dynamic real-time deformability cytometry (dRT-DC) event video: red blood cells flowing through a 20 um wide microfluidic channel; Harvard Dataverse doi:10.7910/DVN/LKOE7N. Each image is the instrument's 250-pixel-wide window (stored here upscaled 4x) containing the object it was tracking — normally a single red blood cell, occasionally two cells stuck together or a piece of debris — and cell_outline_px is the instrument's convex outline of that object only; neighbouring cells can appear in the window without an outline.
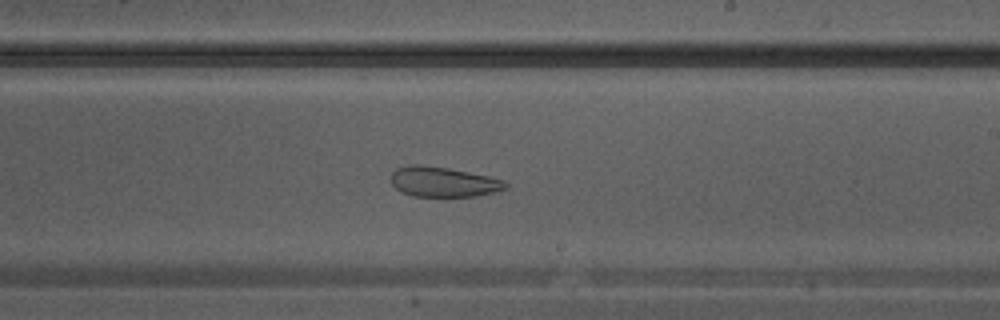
{"species": "Egyptian fruit bat (a non-hibernating species)", "species_latin": "Rousettus aegyptiacus", "temperature_condition": "warm", "stored_images_in_passage": 17, "camera_frame_rate_fps": 3000, "um_per_image_px": 0.085, "animal": {"sex": "male"}, "frame": {"image": 1, "passage_image": 12, "time_ms": 3.667, "image_size_px": [1000, 320], "cell_outline_px": [[508, 188], [500, 192], [476, 196], [412, 196], [396, 188], [392, 184], [392, 172], [396, 168], [408, 164], [420, 164], [448, 168], [488, 176], [504, 180], [508, 184]], "centroid_in_image_um": [37.72, 15.46], "position_along_channel_um": 251.3, "area_um2": 20.17}}